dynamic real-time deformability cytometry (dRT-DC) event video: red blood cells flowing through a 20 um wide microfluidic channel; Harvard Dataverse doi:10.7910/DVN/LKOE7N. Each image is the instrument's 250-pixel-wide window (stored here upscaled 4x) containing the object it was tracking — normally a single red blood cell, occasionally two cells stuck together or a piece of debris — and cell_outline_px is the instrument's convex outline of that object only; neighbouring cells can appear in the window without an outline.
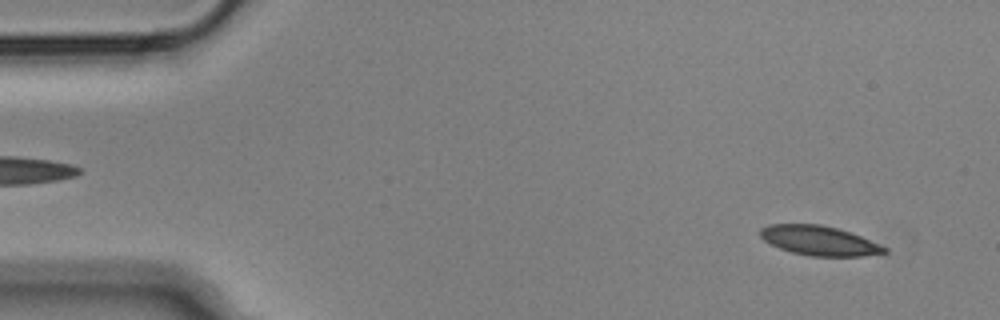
{"species": "Egyptian fruit bat (a non-hibernating species)", "species_latin": "Rousettus aegyptiacus", "temperature_condition": "cold", "stored_images_in_passage": 55, "camera_frame_rate_fps": 3000, "um_per_image_px": 0.085, "animal": {"sex": "male"}, "frame": {"image": 1, "passage_image": 4, "time_ms": 1.0, "image_size_px": [1000, 320], "cell_outline_px": [[888, 252], [864, 256], [808, 256], [792, 252], [780, 248], [764, 240], [760, 236], [760, 228], [768, 224], [820, 224], [852, 232], [888, 248]], "centroid_in_image_um": [69.64, 20.45], "position_along_channel_um": 15.4, "area_um2": 21.39}}
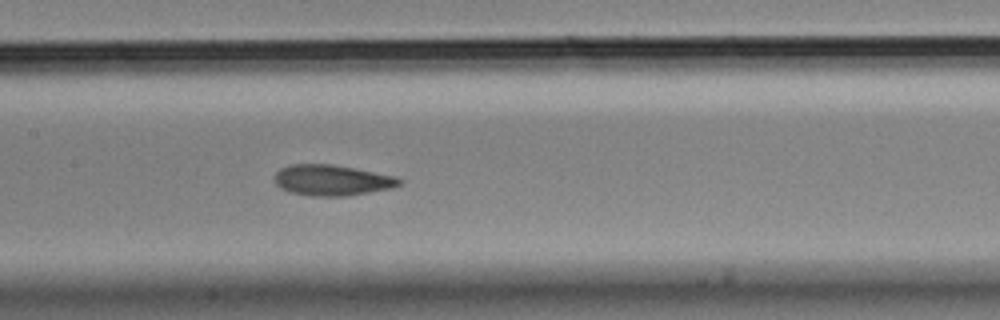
{"frame": {"image": 2, "passage_image": 26, "time_ms": 8.333, "image_size_px": [1000, 320], "cell_outline_px": [[404, 180], [400, 184], [392, 188], [348, 196], [312, 196], [288, 192], [280, 188], [276, 184], [276, 172], [280, 168], [292, 164], [332, 164], [396, 176]], "centroid_in_image_um": [28.23, 15.32], "position_along_channel_um": 179.2, "area_um2": 22.43}}
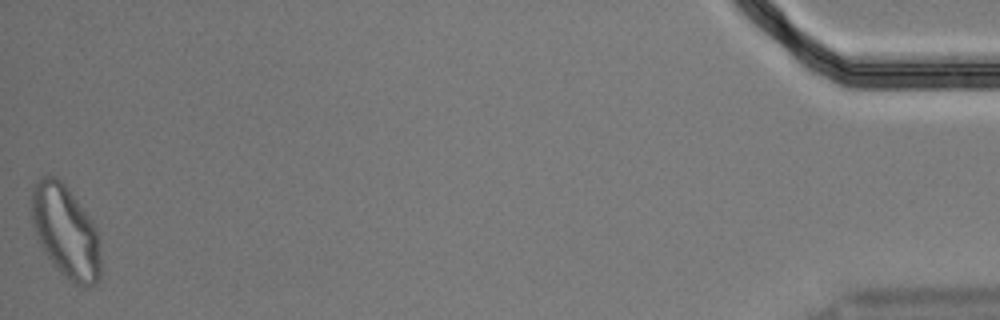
{"frame": {"image": 3, "passage_image": 55, "time_ms": 18.0, "image_size_px": [1000, 320], "cell_outline_px": [[100, 276], [96, 284], [88, 288], [84, 288], [76, 284], [60, 272], [44, 252], [40, 244], [32, 224], [32, 188], [36, 180], [40, 176], [56, 176], [64, 184], [88, 216], [100, 240]], "centroid_in_image_um": [5.57, 19.71], "position_along_channel_um": 429.6, "area_um2": 36.93}, "authors_computed_cell_mechanics": {"area_um2": 22.3686, "velocity_mm_per_s": 3.5951, "shape_relaxation_time_tau1_ms": 7.3816, "shape_relaxation_time_tau2_ms": 2.1691, "deformation_change_tau1": 0.1578, "deformation_change_tau2": 0.0693}}